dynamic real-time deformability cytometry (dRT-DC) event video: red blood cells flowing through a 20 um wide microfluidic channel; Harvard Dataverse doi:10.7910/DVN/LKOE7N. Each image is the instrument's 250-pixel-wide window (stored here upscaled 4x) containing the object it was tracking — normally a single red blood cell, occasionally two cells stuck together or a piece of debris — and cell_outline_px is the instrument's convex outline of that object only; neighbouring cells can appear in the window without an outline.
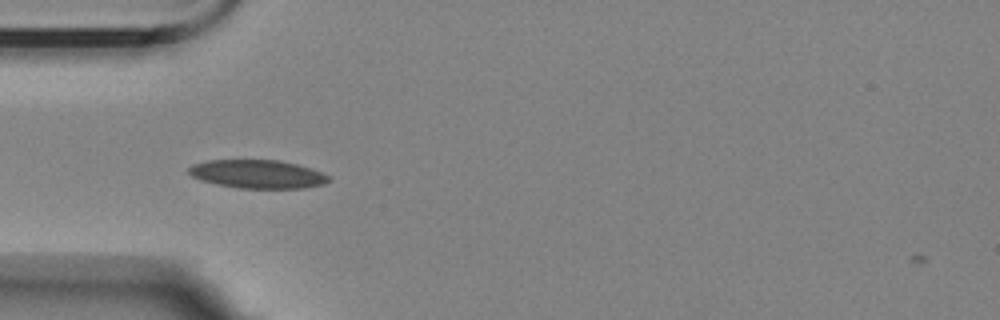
{"species": "Egyptian fruit bat (a non-hibernating species)", "species_latin": "Rousettus aegyptiacus", "temperature_condition": "room temperature", "stored_images_in_passage": 26, "camera_frame_rate_fps": 3000, "um_per_image_px": 0.085, "animal": {"sex": "female"}, "frame": {"image": 1, "passage_image": 2, "time_ms": 0.333, "image_size_px": [1000, 320], "cell_outline_px": [[332, 180], [324, 184], [304, 188], [236, 188], [216, 184], [200, 180], [192, 176], [188, 172], [188, 168], [192, 164], [208, 160], [280, 160], [296, 164], [332, 176]], "centroid_in_image_um": [21.89, 14.8], "position_along_channel_um": 63.1, "area_um2": 23.29}}
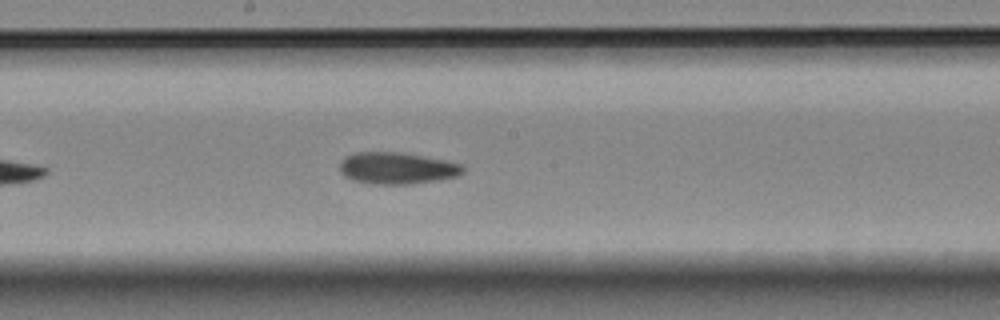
{"frame": {"image": 2, "passage_image": 15, "time_ms": 4.667, "image_size_px": [1000, 320], "cell_outline_px": [[464, 172], [456, 176], [440, 180], [412, 184], [372, 184], [352, 180], [344, 176], [340, 172], [340, 164], [344, 156], [356, 152], [400, 152], [424, 156], [464, 164]], "centroid_in_image_um": [33.74, 14.3], "position_along_channel_um": 214.5, "area_um2": 23.0}}
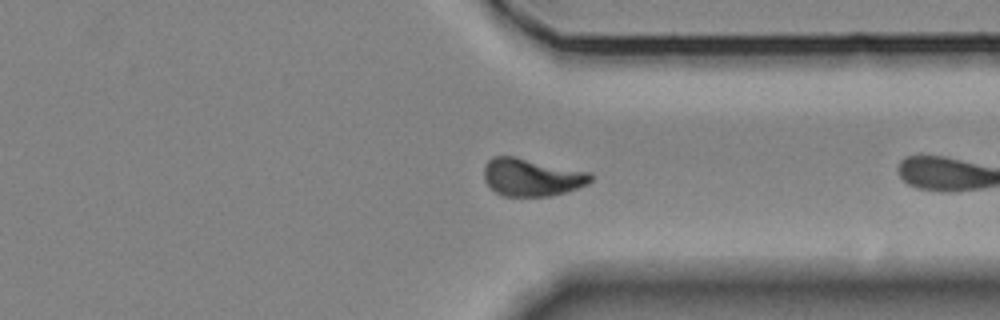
{"frame": {"image": 3, "passage_image": 25, "time_ms": 8.0, "image_size_px": [1000, 320], "cell_outline_px": [[592, 180], [588, 184], [564, 192], [548, 196], [504, 196], [496, 192], [484, 180], [484, 168], [488, 160], [492, 156], [516, 156], [592, 172]], "centroid_in_image_um": [45.21, 15.04], "position_along_channel_um": 366.2, "area_um2": 23.52}}